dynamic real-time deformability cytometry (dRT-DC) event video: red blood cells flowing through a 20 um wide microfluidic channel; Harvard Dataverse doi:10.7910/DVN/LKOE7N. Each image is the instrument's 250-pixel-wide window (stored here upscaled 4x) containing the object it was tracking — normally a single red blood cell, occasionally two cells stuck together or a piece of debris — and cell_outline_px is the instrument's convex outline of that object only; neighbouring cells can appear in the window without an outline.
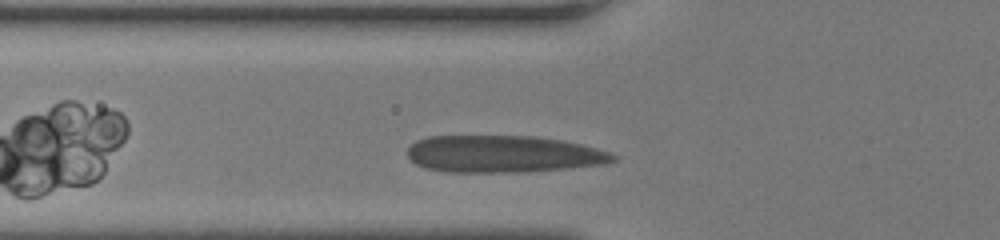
{"species": "human", "species_latin": "Homo sapiens", "temperature_condition": "room temperature", "stored_images_in_passage": 26, "camera_frame_rate_fps": 3000, "um_per_image_px": 0.085, "donor": {"sex": "female"}, "frame": {"image": 1, "passage_image": 3, "time_ms": 0.667, "image_size_px": [1000, 240], "cell_outline_px": [[616, 160], [604, 164], [564, 168], [520, 172], [444, 172], [424, 168], [416, 164], [408, 156], [408, 148], [416, 140], [428, 136], [536, 136], [560, 140], [580, 144], [596, 148], [608, 152], [616, 156]], "centroid_in_image_um": [42.72, 13.09], "position_along_channel_um": 83.1, "area_um2": 44.27}}
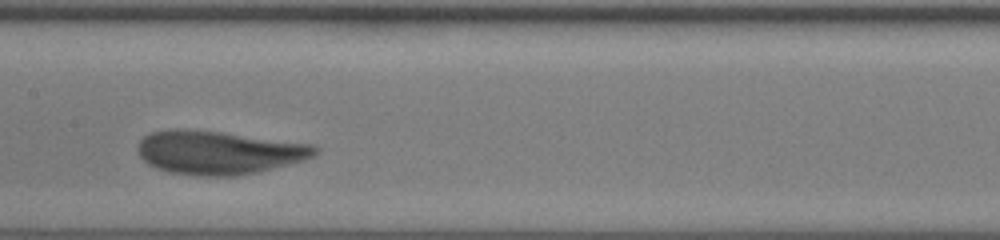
{"frame": {"image": 2, "passage_image": 11, "time_ms": 3.333, "image_size_px": [1000, 240], "cell_outline_px": [[320, 148], [316, 156], [304, 160], [260, 172], [236, 176], [208, 176], [168, 172], [156, 168], [148, 164], [140, 156], [136, 148], [140, 140], [148, 132], [172, 128], [184, 128], [220, 132], [312, 144]], "centroid_in_image_um": [18.58, 12.95], "position_along_channel_um": 188.8, "area_um2": 45.26}}
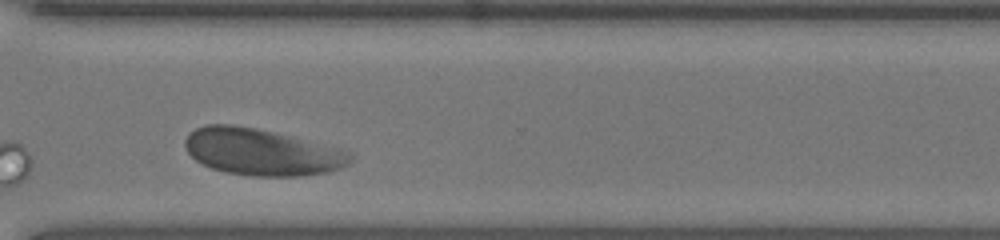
{"frame": {"image": 3, "passage_image": 23, "time_ms": 7.333, "image_size_px": [1000, 240], "cell_outline_px": [[352, 160], [348, 164], [340, 168], [328, 172], [304, 176], [248, 176], [224, 172], [212, 168], [196, 160], [188, 152], [184, 144], [184, 140], [188, 132], [204, 124], [232, 124], [256, 128], [352, 152]], "centroid_in_image_um": [22.19, 12.93], "position_along_channel_um": 348.4, "area_um2": 44.8}, "authors_computed_cell_mechanics": {"area_um2": 44.1014, "velocity_mm_per_s": 3.9733, "shape_relaxation_time_tau1_ms": 2.6354, "shape_relaxation_time_tau2_ms": null, "deformation_change_tau1": 0.1338, "deformation_change_tau2": null}}